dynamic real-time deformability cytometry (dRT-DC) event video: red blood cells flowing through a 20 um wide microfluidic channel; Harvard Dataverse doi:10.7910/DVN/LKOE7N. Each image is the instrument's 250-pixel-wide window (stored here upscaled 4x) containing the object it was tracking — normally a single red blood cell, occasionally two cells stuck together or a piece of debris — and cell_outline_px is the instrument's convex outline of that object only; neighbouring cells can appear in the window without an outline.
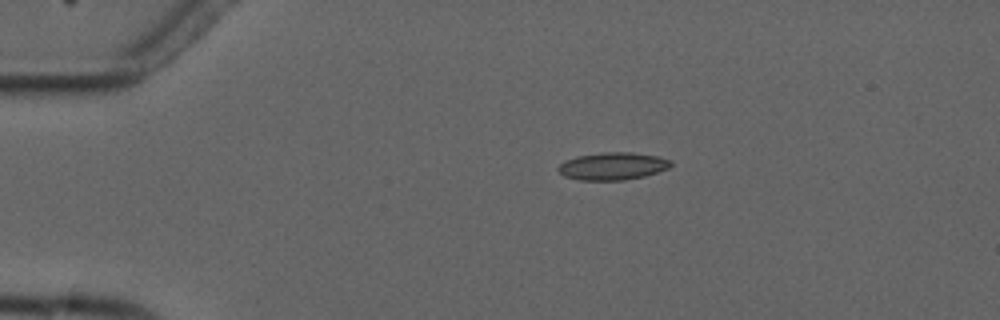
{"species": "common noctule bat (a hibernating species)", "species_latin": "Nyctalus noctula", "temperature_condition": "cold", "stored_images_in_passage": 6, "camera_frame_rate_fps": 3000, "um_per_image_px": 0.085, "animal": {"sex": "male", "forearm_length_mm": 52.5}, "frame": {"image": 1, "passage_image": 4, "time_ms": 3.333, "image_size_px": [1000, 320], "cell_outline_px": [[672, 164], [668, 168], [644, 176], [624, 180], [580, 180], [564, 176], [556, 168], [564, 160], [576, 156], [604, 152], [632, 152], [660, 156], [672, 160]], "centroid_in_image_um": [52.08, 14.11], "position_along_channel_um": 32.9, "area_um2": 18.15}}